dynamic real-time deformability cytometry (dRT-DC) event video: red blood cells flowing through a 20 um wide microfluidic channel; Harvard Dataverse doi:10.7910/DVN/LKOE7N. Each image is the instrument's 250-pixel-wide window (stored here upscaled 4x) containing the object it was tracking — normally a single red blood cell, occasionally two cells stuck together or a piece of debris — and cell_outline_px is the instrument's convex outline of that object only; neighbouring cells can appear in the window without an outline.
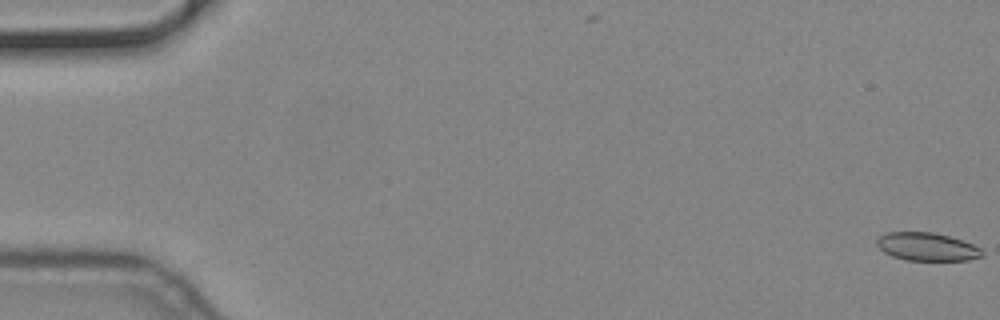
{"species": "common noctule bat (a hibernating species)", "species_latin": "Nyctalus noctula", "temperature_condition": "cold", "stored_images_in_passage": 57, "camera_frame_rate_fps": 3000, "um_per_image_px": 0.085, "animal": {"sex": "male", "body_mass_g": 19.2, "forearm_length_mm": 51.8}, "frame": {"image": 1, "passage_image": 1, "time_ms": 0.0, "image_size_px": [1000, 320], "cell_outline_px": [[984, 256], [968, 260], [908, 260], [892, 256], [884, 252], [876, 244], [876, 240], [884, 232], [932, 232], [964, 240], [980, 248], [984, 252]], "centroid_in_image_um": [78.8, 20.97], "position_along_channel_um": 6.2, "area_um2": 17.28}}
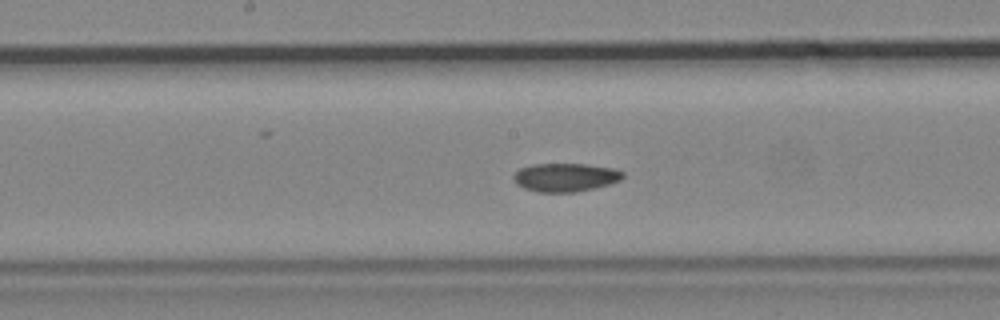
{"frame": {"image": 2, "passage_image": 30, "time_ms": 9.667, "image_size_px": [1000, 320], "cell_outline_px": [[624, 176], [620, 180], [608, 184], [592, 188], [572, 192], [540, 192], [524, 188], [516, 184], [512, 176], [520, 168], [532, 164], [584, 164], [616, 168], [624, 172]], "centroid_in_image_um": [48.05, 15.06], "position_along_channel_um": 200.2, "area_um2": 18.03}}
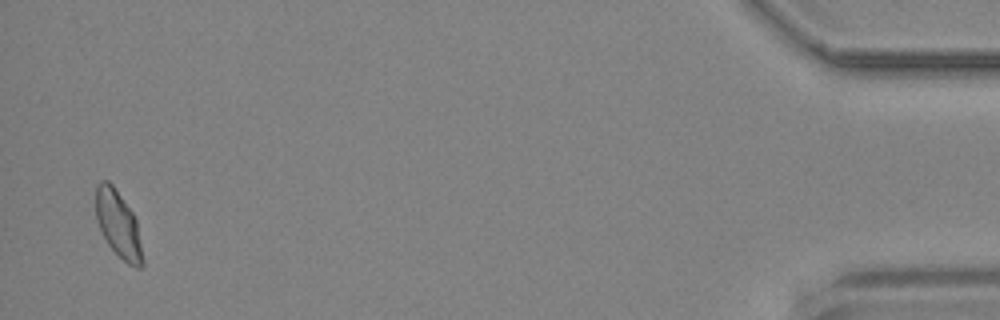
{"frame": {"image": 3, "passage_image": 56, "time_ms": 18.333, "image_size_px": [1000, 320], "cell_outline_px": [[144, 264], [140, 268], [136, 268], [128, 264], [108, 244], [96, 220], [96, 184], [100, 180], [108, 180], [112, 184], [132, 212], [136, 220], [144, 260]], "centroid_in_image_um": [10.05, 19.06], "position_along_channel_um": 425.1, "area_um2": 17.98}}